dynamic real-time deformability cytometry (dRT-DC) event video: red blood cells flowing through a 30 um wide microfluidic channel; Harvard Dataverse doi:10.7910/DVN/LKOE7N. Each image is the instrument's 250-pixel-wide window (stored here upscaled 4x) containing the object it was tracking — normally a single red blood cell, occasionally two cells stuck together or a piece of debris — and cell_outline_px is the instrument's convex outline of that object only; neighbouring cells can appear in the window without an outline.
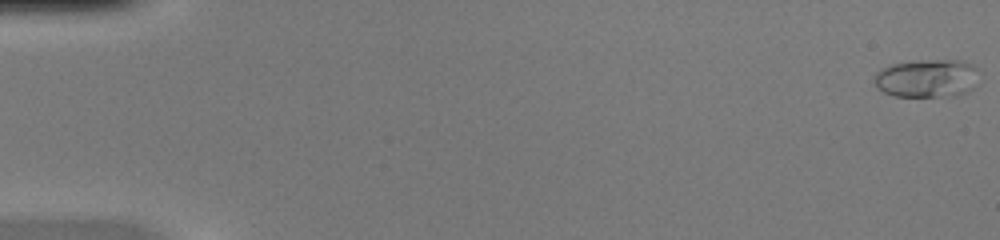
{"species": "common noctule bat (a hibernating species)", "species_latin": "Nyctalus noctula", "temperature_condition": "warm", "stored_images_in_passage": 51, "camera_frame_rate_fps": 3000, "um_per_image_px": 0.085, "animal": {"sex": "female", "body_mass_g": 20.0, "forearm_length_mm": 54.0}, "frame": {"image": 1, "passage_image": 1, "time_ms": 0.0, "image_size_px": [1000, 240], "cell_outline_px": [[976, 88], [968, 92], [956, 96], [896, 96], [884, 92], [876, 88], [872, 80], [876, 72], [880, 68], [892, 64], [916, 60], [964, 60], [972, 64], [976, 68]], "centroid_in_image_um": [78.78, 6.65], "position_along_channel_um": 6.2, "area_um2": 23.76}}
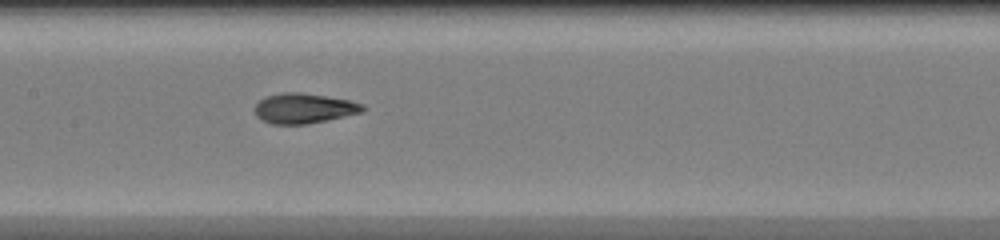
{"frame": {"image": 2, "passage_image": 26, "time_ms": 8.333, "image_size_px": [1000, 240], "cell_outline_px": [[368, 108], [364, 112], [328, 120], [308, 124], [272, 124], [260, 120], [256, 116], [252, 108], [264, 96], [284, 92], [300, 92], [352, 100], [364, 104]], "centroid_in_image_um": [25.85, 9.21], "position_along_channel_um": 181.6, "area_um2": 19.42}}
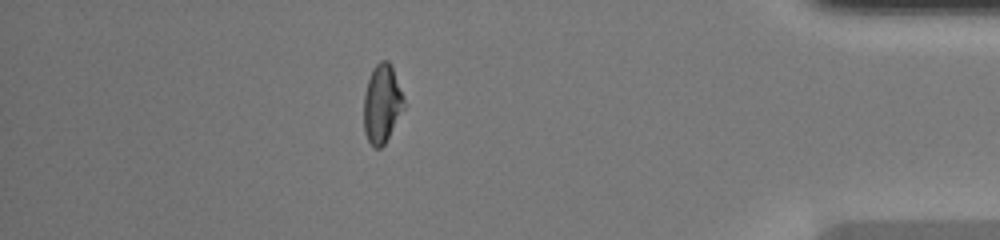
{"frame": {"image": 3, "passage_image": 45, "time_ms": 14.667, "image_size_px": [1000, 240], "cell_outline_px": [[404, 108], [384, 144], [380, 148], [372, 148], [364, 132], [364, 96], [368, 80], [372, 68], [380, 60], [388, 60], [392, 68], [404, 100]], "centroid_in_image_um": [32.44, 8.83], "position_along_channel_um": 402.8, "area_um2": 18.09}, "authors_computed_cell_mechanics": {"area_um2": 18.9584, "velocity_mm_per_s": 4.118, "shape_relaxation_time_tau1_ms": 6.4968, "shape_relaxation_time_tau2_ms": 0.8068, "deformation_change_tau1": 0.2725, "deformation_change_tau2": 0.0574}}